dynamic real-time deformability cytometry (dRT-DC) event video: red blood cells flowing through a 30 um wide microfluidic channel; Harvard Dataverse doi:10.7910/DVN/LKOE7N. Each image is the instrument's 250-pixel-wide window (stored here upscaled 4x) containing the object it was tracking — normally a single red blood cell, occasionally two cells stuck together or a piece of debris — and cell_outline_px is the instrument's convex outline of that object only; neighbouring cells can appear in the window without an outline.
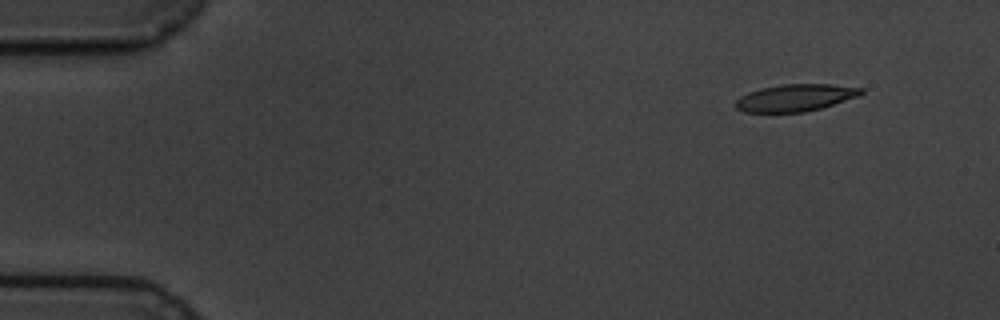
{"species": "common noctule bat (a hibernating species)", "species_latin": "Nyctalus noctula", "temperature_condition": "cold", "stored_images_in_passage": 7, "camera_frame_rate_fps": 3000, "um_per_image_px": 0.085, "animal": {"sex": "male", "body_mass_g": 19.5, "forearm_length_mm": 54.6}, "frame": {"image": 1, "passage_image": 1, "time_ms": 0.0, "image_size_px": [1000, 320], "cell_outline_px": [[864, 92], [860, 96], [820, 108], [804, 112], [744, 112], [736, 108], [732, 104], [740, 96], [748, 92], [760, 88], [784, 84], [828, 84], [864, 88]], "centroid_in_image_um": [67.58, 8.3], "position_along_channel_um": 17.4, "area_um2": 19.88}}
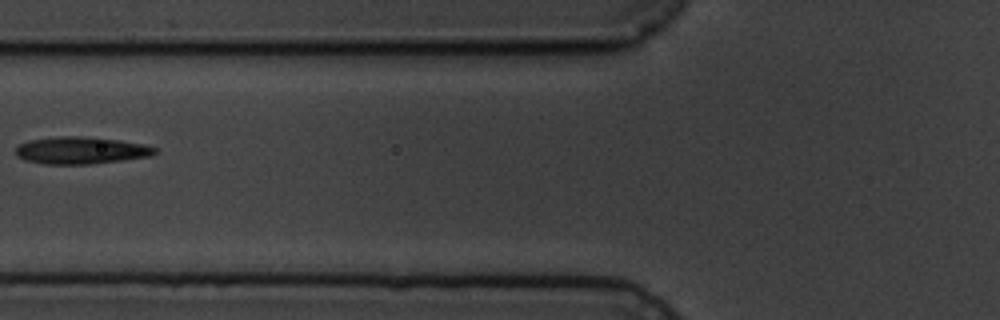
{"frame": {"image": 2, "passage_image": 6, "time_ms": 5.667, "image_size_px": [1000, 320], "cell_outline_px": [[156, 152], [152, 156], [88, 164], [44, 164], [24, 160], [16, 156], [16, 148], [20, 144], [28, 140], [56, 136], [84, 136], [120, 140], [144, 144], [156, 148]], "centroid_in_image_um": [6.85, 12.77], "position_along_channel_um": 118.9, "area_um2": 22.08}}
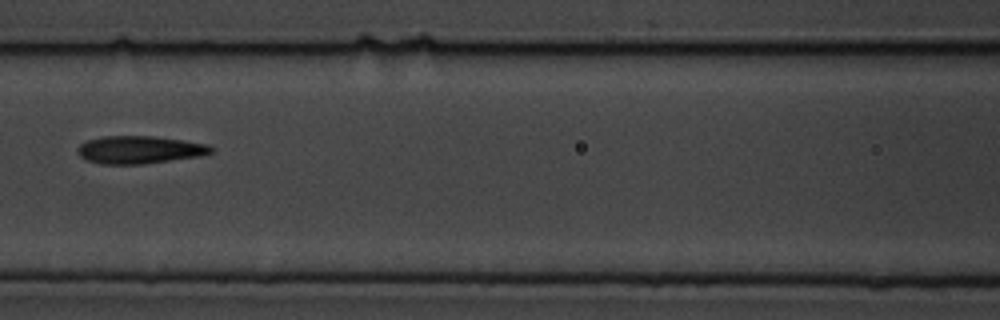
{"frame": {"image": 3, "passage_image": 7, "time_ms": 6.667, "image_size_px": [1000, 320], "cell_outline_px": [[216, 148], [212, 152], [200, 156], [144, 164], [100, 164], [84, 160], [76, 152], [76, 148], [80, 144], [88, 140], [104, 136], [152, 136], [208, 144]], "centroid_in_image_um": [11.83, 12.74], "position_along_channel_um": 154.8, "area_um2": 21.68}}